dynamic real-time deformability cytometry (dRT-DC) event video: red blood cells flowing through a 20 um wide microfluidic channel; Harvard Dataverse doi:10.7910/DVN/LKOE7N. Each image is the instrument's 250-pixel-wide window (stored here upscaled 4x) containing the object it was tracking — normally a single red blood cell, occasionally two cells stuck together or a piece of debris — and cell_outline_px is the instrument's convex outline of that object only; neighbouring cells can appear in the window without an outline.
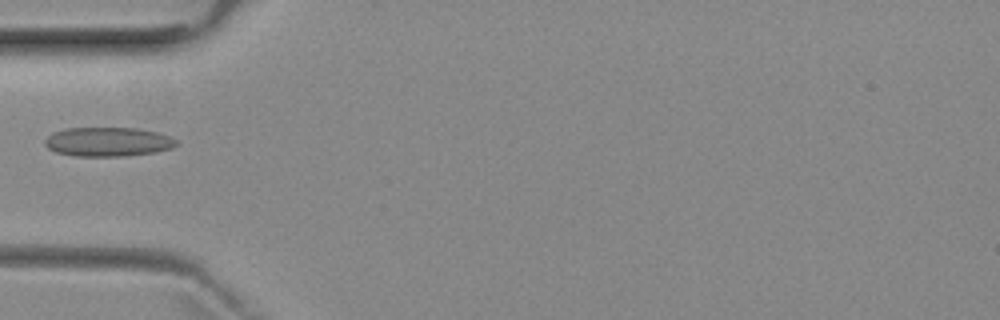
{"species": "common noctule bat (a hibernating species)", "species_latin": "Nyctalus noctula", "temperature_condition": "room temperature", "stored_images_in_passage": 6, "camera_frame_rate_fps": 3000, "um_per_image_px": 0.085, "animal": {"sex": "female", "body_mass_g": 29.2, "forearm_length_mm": 56.3}, "frame": {"image": 1, "passage_image": 4, "time_ms": 3.667, "image_size_px": [1000, 320], "cell_outline_px": [[180, 144], [172, 148], [156, 152], [124, 156], [76, 156], [56, 152], [48, 148], [44, 144], [44, 140], [52, 132], [64, 128], [136, 128], [160, 132], [176, 140]], "centroid_in_image_um": [9.18, 12.05], "position_along_channel_um": 75.8, "area_um2": 22.54}}
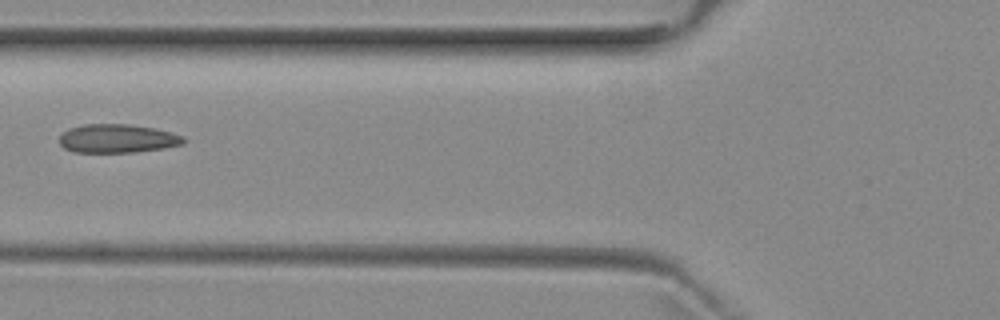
{"frame": {"image": 2, "passage_image": 5, "time_ms": 4.667, "image_size_px": [1000, 320], "cell_outline_px": [[188, 140], [184, 144], [164, 148], [136, 152], [72, 152], [64, 148], [60, 144], [60, 136], [68, 128], [84, 124], [128, 124], [156, 128], [172, 132], [184, 136]], "centroid_in_image_um": [10.02, 11.77], "position_along_channel_um": 115.8, "area_um2": 20.98}}
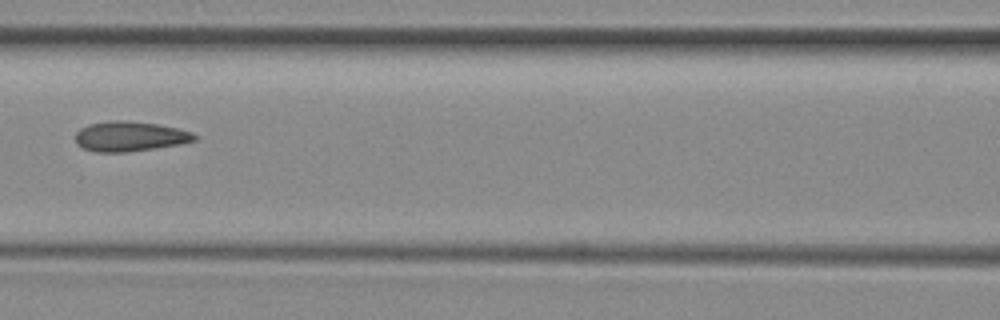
{"frame": {"image": 3, "passage_image": 6, "time_ms": 5.667, "image_size_px": [1000, 320], "cell_outline_px": [[196, 140], [180, 144], [128, 152], [96, 152], [84, 148], [76, 144], [76, 132], [80, 128], [88, 124], [112, 120], [124, 120], [156, 124], [176, 128], [192, 132], [196, 136]], "centroid_in_image_um": [11.01, 11.59], "position_along_channel_um": 155.6, "area_um2": 20.69}}